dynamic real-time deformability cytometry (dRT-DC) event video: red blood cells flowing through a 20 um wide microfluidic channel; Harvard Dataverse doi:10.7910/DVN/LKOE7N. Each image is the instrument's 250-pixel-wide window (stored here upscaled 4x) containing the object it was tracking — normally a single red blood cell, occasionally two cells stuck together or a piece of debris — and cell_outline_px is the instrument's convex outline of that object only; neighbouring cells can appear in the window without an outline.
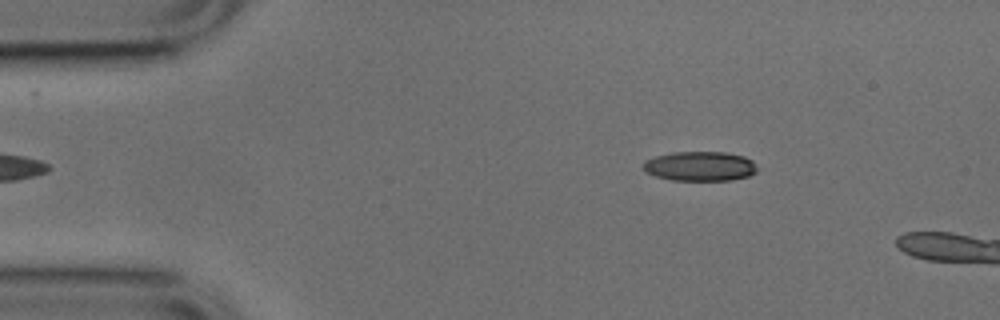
{"species": "common noctule bat (a hibernating species)", "species_latin": "Nyctalus noctula", "temperature_condition": "cold", "stored_images_in_passage": 9, "camera_frame_rate_fps": 3000, "um_per_image_px": 0.085, "animal": {"sex": "male", "body_mass_g": 17.9, "forearm_length_mm": 54.2}, "frame": {"image": 1, "passage_image": 4, "time_ms": 1.0, "image_size_px": [1000, 320], "cell_outline_px": [[756, 172], [748, 176], [732, 180], [672, 180], [656, 176], [648, 172], [644, 168], [644, 160], [656, 156], [672, 152], [728, 152], [744, 156], [752, 160], [756, 168]], "centroid_in_image_um": [59.52, 14.12], "position_along_channel_um": 25.5, "area_um2": 19.54}}